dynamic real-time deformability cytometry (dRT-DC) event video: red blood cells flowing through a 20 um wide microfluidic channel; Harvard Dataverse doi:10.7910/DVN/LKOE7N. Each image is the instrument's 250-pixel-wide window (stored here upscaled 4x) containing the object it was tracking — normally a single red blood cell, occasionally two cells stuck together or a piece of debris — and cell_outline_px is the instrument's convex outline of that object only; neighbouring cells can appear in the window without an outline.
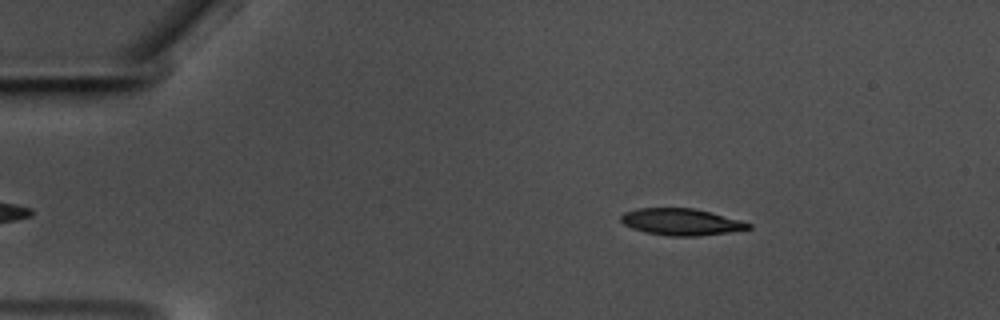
{"species": "common noctule bat (a hibernating species)", "species_latin": "Nyctalus noctula", "temperature_condition": "warm", "stored_images_in_passage": 52, "camera_frame_rate_fps": 3000, "um_per_image_px": 0.085, "animal": {"sex": "male", "body_mass_g": 17.5, "forearm_length_mm": 52.3}, "frame": {"image": 1, "passage_image": 4, "time_ms": 1.0, "image_size_px": [1000, 320], "cell_outline_px": [[752, 228], [728, 232], [696, 236], [668, 236], [648, 232], [632, 228], [624, 224], [620, 220], [620, 216], [624, 212], [636, 208], [696, 208], [712, 212], [740, 220], [752, 224]], "centroid_in_image_um": [57.9, 18.85], "position_along_channel_um": 27.1, "area_um2": 19.83}}
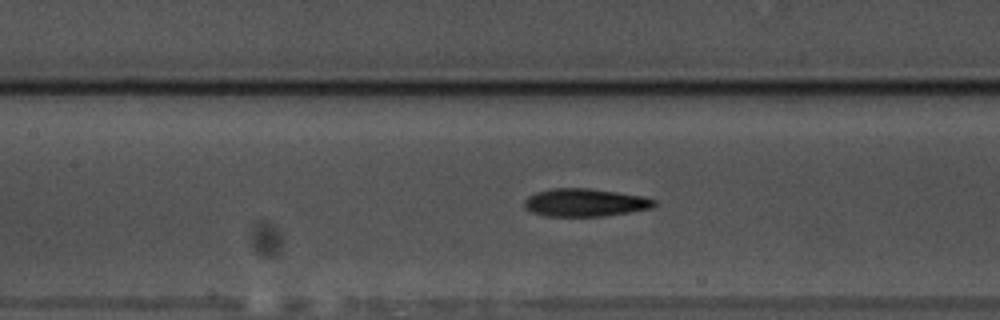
{"frame": {"image": 2, "passage_image": 21, "time_ms": 6.667, "image_size_px": [1000, 320], "cell_outline_px": [[656, 204], [652, 208], [628, 212], [600, 216], [544, 216], [532, 212], [524, 204], [524, 200], [528, 196], [536, 192], [552, 188], [588, 188], [616, 192], [640, 196], [656, 200]], "centroid_in_image_um": [49.7, 17.21], "position_along_channel_um": 157.7, "area_um2": 20.87}}
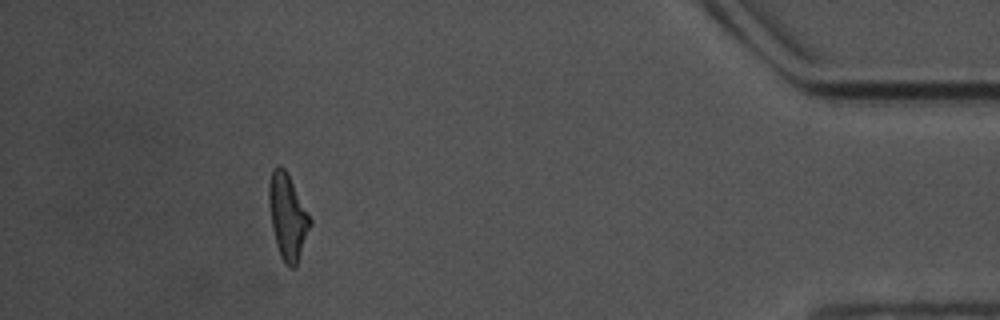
{"frame": {"image": 3, "passage_image": 47, "time_ms": 15.333, "image_size_px": [1000, 320], "cell_outline_px": [[312, 224], [296, 268], [288, 268], [284, 264], [280, 256], [276, 244], [272, 228], [268, 204], [268, 184], [272, 168], [276, 164], [280, 164], [284, 168], [308, 212], [312, 220]], "centroid_in_image_um": [24.44, 18.44], "position_along_channel_um": 410.8, "area_um2": 20.81}, "authors_computed_cell_mechanics": {"area_um2": 20.8369, "velocity_mm_per_s": 3.5474, "shape_relaxation_time_tau1_ms": 5.8437, "shape_relaxation_time_tau2_ms": 2.9186, "deformation_change_tau1": 0.1942, "deformation_change_tau2": 0.1168}}